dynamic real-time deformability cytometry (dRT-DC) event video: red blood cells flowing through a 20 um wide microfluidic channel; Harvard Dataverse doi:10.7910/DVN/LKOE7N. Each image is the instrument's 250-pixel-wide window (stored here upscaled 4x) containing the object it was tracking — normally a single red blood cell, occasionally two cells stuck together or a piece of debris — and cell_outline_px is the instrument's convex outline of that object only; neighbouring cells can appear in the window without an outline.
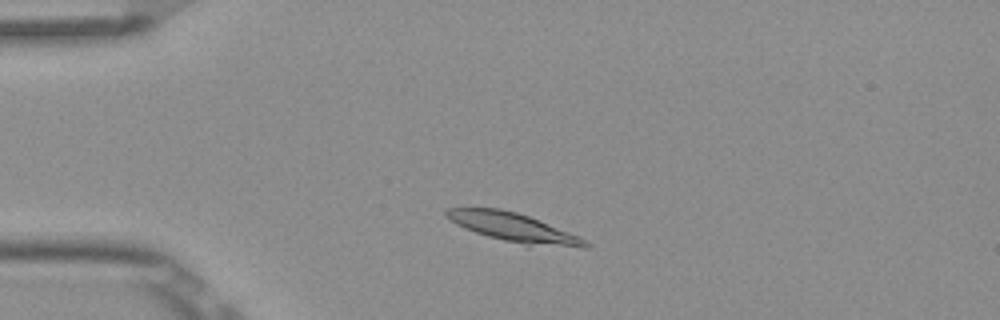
{"species": "Egyptian fruit bat (a non-hibernating species)", "species_latin": "Rousettus aegyptiacus", "temperature_condition": "room temperature", "stored_images_in_passage": 47, "camera_frame_rate_fps": 3000, "um_per_image_px": 0.085, "frame": {"image": 1, "passage_image": 7, "time_ms": 2.0, "image_size_px": [1000, 320], "cell_outline_px": [[592, 244], [588, 248], [528, 248], [488, 236], [464, 228], [456, 224], [444, 216], [444, 208], [500, 208], [516, 212], [528, 216], [580, 236], [588, 240]], "centroid_in_image_um": [43.76, 19.4], "position_along_channel_um": 41.2, "area_um2": 24.28}}
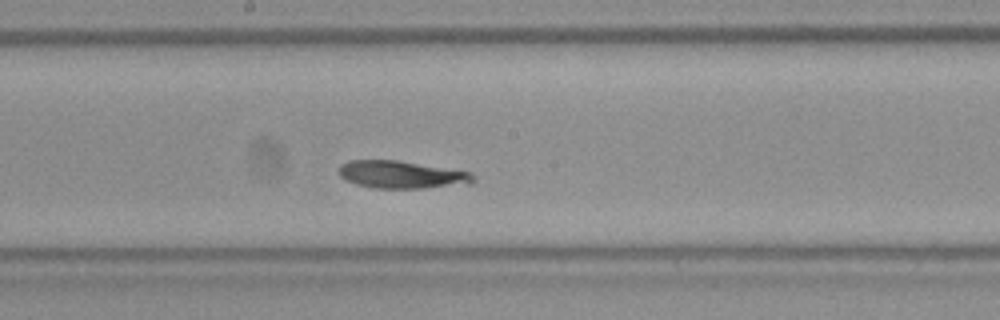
{"frame": {"image": 2, "passage_image": 23, "time_ms": 7.333, "image_size_px": [1000, 320], "cell_outline_px": [[476, 180], [472, 184], [424, 188], [372, 188], [356, 184], [344, 180], [340, 176], [340, 164], [348, 160], [396, 160], [472, 172], [476, 176]], "centroid_in_image_um": [34.17, 14.85], "position_along_channel_um": 214.0, "area_um2": 21.79}}
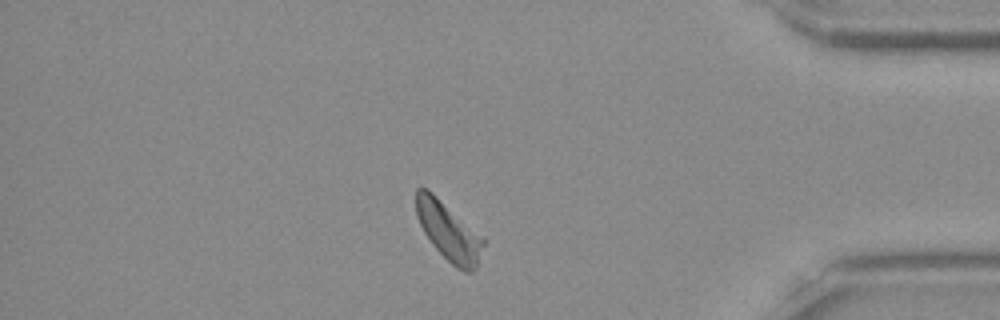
{"frame": {"image": 3, "passage_image": 40, "time_ms": 13.0, "image_size_px": [1000, 320], "cell_outline_px": [[484, 244], [476, 268], [472, 272], [464, 272], [456, 268], [432, 244], [424, 232], [416, 216], [416, 188], [424, 188], [432, 192], [484, 240]], "centroid_in_image_um": [38.1, 19.7], "position_along_channel_um": 397.1, "area_um2": 22.02}}